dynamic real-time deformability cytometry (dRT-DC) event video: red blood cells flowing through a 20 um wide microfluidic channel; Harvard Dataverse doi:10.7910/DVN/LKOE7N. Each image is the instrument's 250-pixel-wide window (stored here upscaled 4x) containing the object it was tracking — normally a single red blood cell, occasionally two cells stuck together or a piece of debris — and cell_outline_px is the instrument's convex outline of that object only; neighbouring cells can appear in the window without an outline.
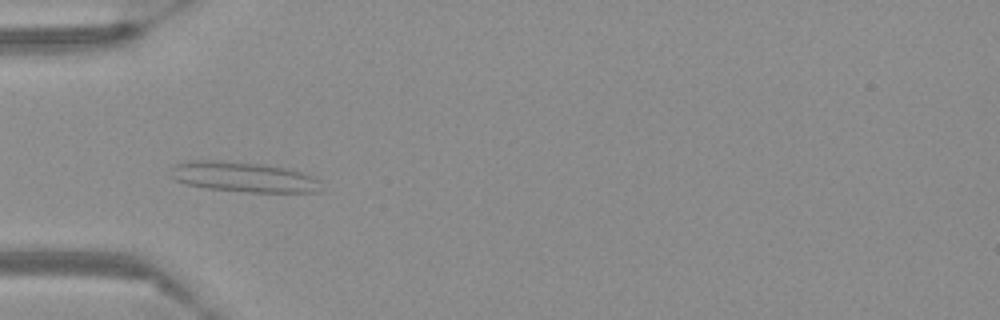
{"species": "Egyptian fruit bat (a non-hibernating species)", "species_latin": "Rousettus aegyptiacus", "temperature_condition": "warm", "stored_images_in_passage": 41, "camera_frame_rate_fps": 3000, "um_per_image_px": 0.085, "frame": {"image": 1, "passage_image": 3, "time_ms": 0.667, "image_size_px": [1000, 320], "cell_outline_px": [[320, 192], [244, 192], [208, 188], [184, 184], [176, 180], [172, 176], [172, 168], [176, 164], [184, 160], [220, 160], [264, 164], [284, 168], [300, 172], [312, 176], [320, 180]], "centroid_in_image_um": [20.68, 15.04], "position_along_channel_um": 64.3, "area_um2": 26.47}}
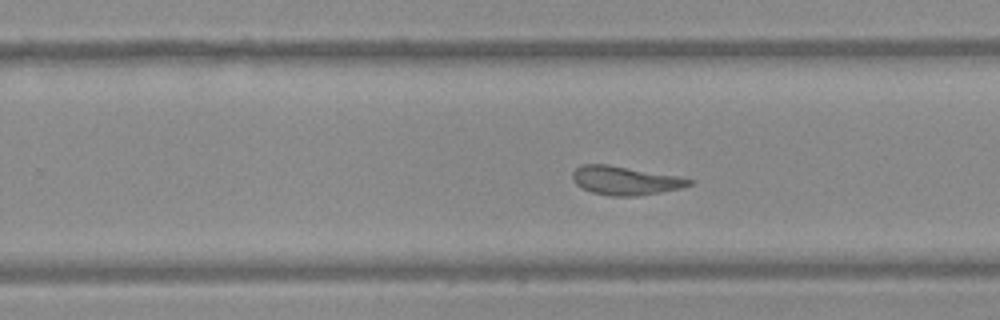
{"frame": {"image": 2, "passage_image": 21, "time_ms": 6.667, "image_size_px": [1000, 320], "cell_outline_px": [[692, 184], [680, 188], [660, 192], [636, 196], [612, 196], [592, 192], [576, 184], [572, 180], [572, 172], [576, 168], [584, 164], [608, 164], [680, 176], [692, 180]], "centroid_in_image_um": [53.13, 15.33], "position_along_channel_um": 276.7, "area_um2": 19.42}}
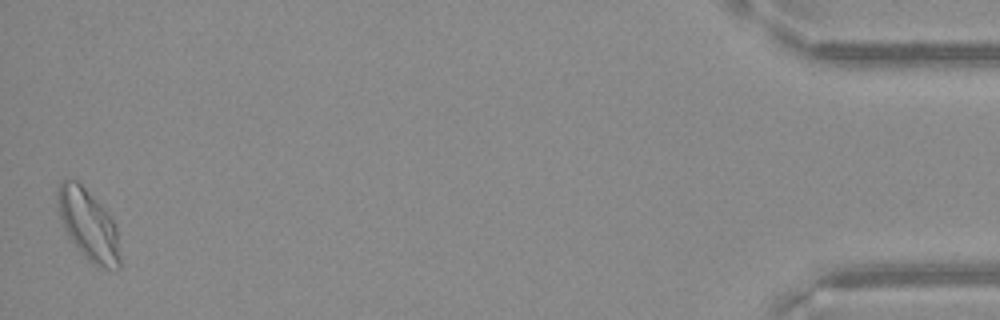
{"frame": {"image": 3, "passage_image": 41, "time_ms": 13.333, "image_size_px": [1000, 320], "cell_outline_px": [[120, 268], [104, 268], [92, 264], [88, 260], [68, 236], [64, 228], [60, 216], [60, 184], [64, 180], [76, 180], [104, 208], [112, 220], [116, 228], [120, 256]], "centroid_in_image_um": [7.56, 19.18], "position_along_channel_um": 427.6, "area_um2": 24.62}}